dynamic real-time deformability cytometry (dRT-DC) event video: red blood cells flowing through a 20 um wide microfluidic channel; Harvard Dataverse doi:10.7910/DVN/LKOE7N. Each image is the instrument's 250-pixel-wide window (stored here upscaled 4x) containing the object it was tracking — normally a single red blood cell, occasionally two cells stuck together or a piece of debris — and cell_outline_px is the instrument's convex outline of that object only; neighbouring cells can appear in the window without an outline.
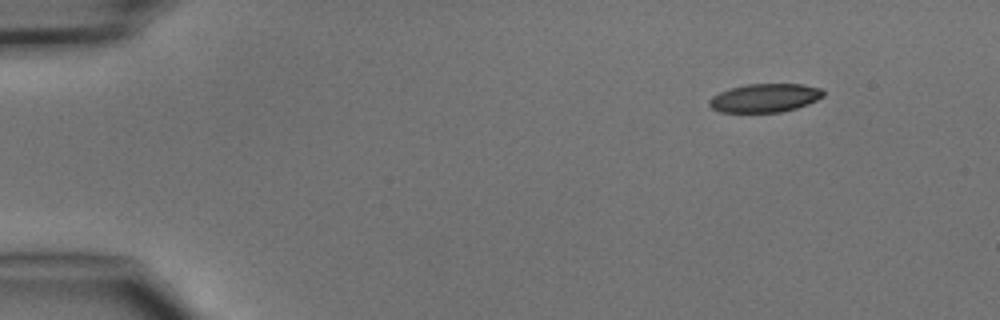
{"species": "common noctule bat (a hibernating species)", "species_latin": "Nyctalus noctula", "temperature_condition": "cold", "stored_images_in_passage": 4, "camera_frame_rate_fps": 3000, "um_per_image_px": 0.085, "animal": {"sex": "male", "body_mass_g": 15.6}, "frame": {"image": 1, "passage_image": 1, "time_ms": 0.0, "image_size_px": [1000, 320], "cell_outline_px": [[824, 96], [808, 104], [796, 108], [780, 112], [720, 112], [712, 108], [708, 104], [708, 100], [712, 96], [720, 92], [732, 88], [748, 84], [804, 84], [820, 88], [824, 92]], "centroid_in_image_um": [65.01, 8.32], "position_along_channel_um": 20.0, "area_um2": 18.9}}
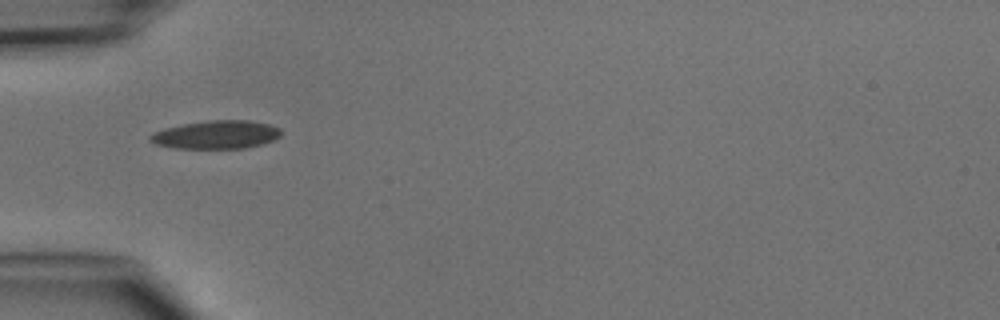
{"frame": {"image": 2, "passage_image": 4, "time_ms": 3.333, "image_size_px": [1000, 320], "cell_outline_px": [[280, 136], [272, 140], [260, 144], [244, 148], [172, 148], [156, 144], [148, 140], [148, 136], [152, 132], [164, 128], [184, 124], [208, 120], [248, 120], [268, 124], [280, 128]], "centroid_in_image_um": [18.32, 11.44], "position_along_channel_um": 66.7, "area_um2": 21.5}}